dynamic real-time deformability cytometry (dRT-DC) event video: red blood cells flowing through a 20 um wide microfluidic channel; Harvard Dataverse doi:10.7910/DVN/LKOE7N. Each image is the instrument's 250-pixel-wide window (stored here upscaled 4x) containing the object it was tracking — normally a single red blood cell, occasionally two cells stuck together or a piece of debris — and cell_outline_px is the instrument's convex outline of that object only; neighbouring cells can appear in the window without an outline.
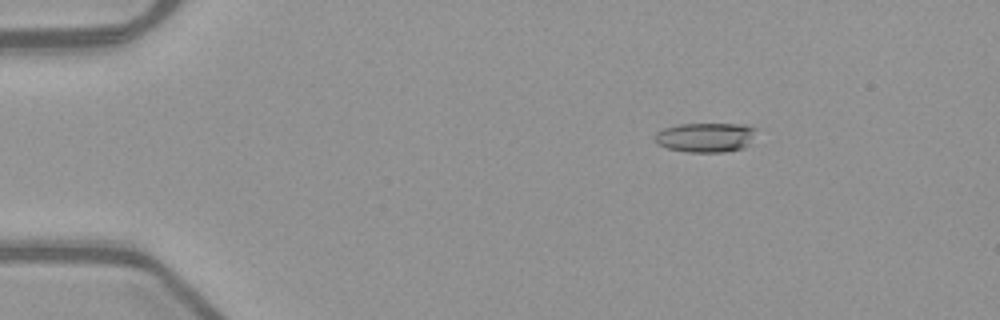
{"species": "common noctule bat (a hibernating species)", "species_latin": "Nyctalus noctula", "temperature_condition": "warm", "stored_images_in_passage": 53, "camera_frame_rate_fps": 3000, "um_per_image_px": 0.085, "animal": {"sex": "female", "body_mass_g": 21.9}, "frame": {"image": 1, "passage_image": 9, "time_ms": 2.667, "image_size_px": [1000, 320], "cell_outline_px": [[756, 128], [748, 144], [744, 148], [724, 152], [688, 152], [668, 148], [656, 144], [656, 132], [664, 128], [680, 124], [744, 124]], "centroid_in_image_um": [59.96, 11.68], "position_along_channel_um": 25.0, "area_um2": 17.28}}
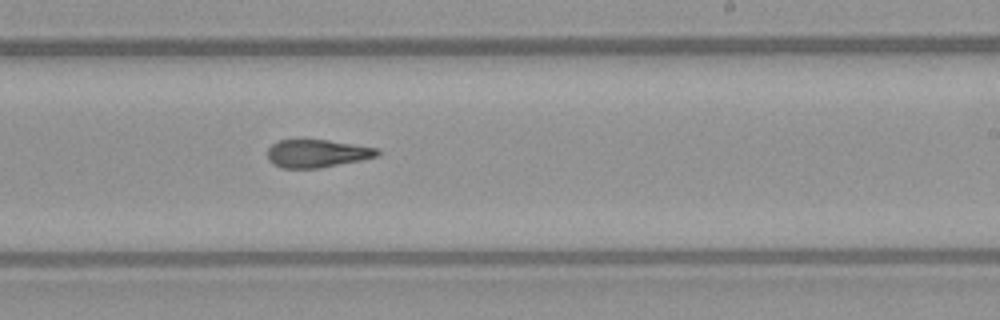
{"frame": {"image": 2, "passage_image": 33, "time_ms": 10.667, "image_size_px": [1000, 320], "cell_outline_px": [[380, 152], [376, 156], [360, 160], [320, 168], [280, 168], [272, 164], [268, 160], [268, 148], [276, 140], [296, 136], [328, 140], [376, 148]], "centroid_in_image_um": [26.82, 13.0], "position_along_channel_um": 262.2, "area_um2": 18.5}}
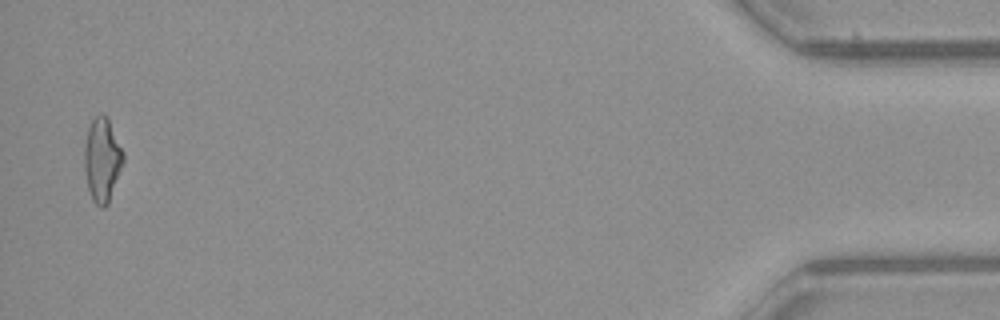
{"frame": {"image": 3, "passage_image": 52, "time_ms": 17.0, "image_size_px": [1000, 320], "cell_outline_px": [[124, 160], [108, 204], [104, 208], [100, 208], [92, 200], [88, 188], [84, 168], [84, 144], [88, 128], [92, 120], [100, 112], [108, 116], [124, 152]], "centroid_in_image_um": [8.68, 13.55], "position_along_channel_um": 426.5, "area_um2": 19.25}, "authors_computed_cell_mechanics": {"area_um2": 18.5538, "velocity_mm_per_s": 3.9952, "shape_relaxation_time_tau1_ms": 10.6898, "shape_relaxation_time_tau2_ms": 3.7557, "deformation_change_tau1": 0.2922, "deformation_change_tau2": 0.1411}}